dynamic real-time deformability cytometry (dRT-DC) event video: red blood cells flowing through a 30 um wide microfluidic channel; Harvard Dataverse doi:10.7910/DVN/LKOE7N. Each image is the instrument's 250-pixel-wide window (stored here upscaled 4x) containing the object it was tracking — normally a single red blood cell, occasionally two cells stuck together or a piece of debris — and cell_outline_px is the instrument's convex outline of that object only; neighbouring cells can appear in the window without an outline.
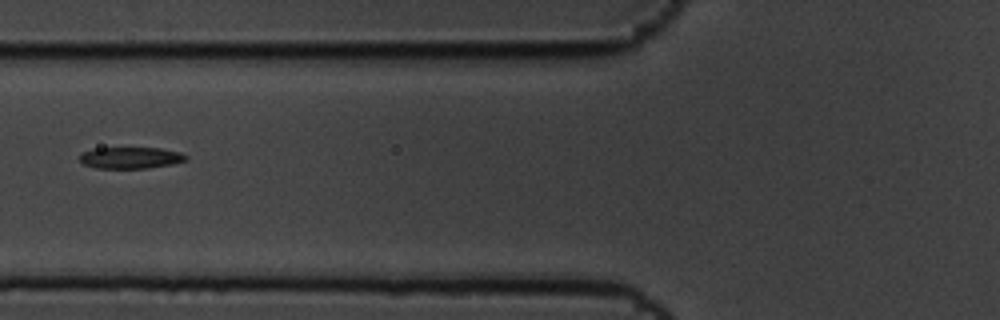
{"species": "common noctule bat (a hibernating species)", "species_latin": "Nyctalus noctula", "temperature_condition": "cold", "stored_images_in_passage": 10, "camera_frame_rate_fps": 3000, "um_per_image_px": 0.085, "animal": {"sex": "male", "body_mass_g": 19.5, "forearm_length_mm": 54.6}, "frame": {"image": 1, "passage_image": 7, "time_ms": 2.0, "image_size_px": [1000, 320], "cell_outline_px": [[188, 160], [172, 164], [148, 168], [96, 168], [84, 164], [80, 160], [80, 152], [92, 148], [160, 148], [180, 152], [188, 156]], "centroid_in_image_um": [11.1, 13.4], "position_along_channel_um": 114.7, "area_um2": 13.41}}
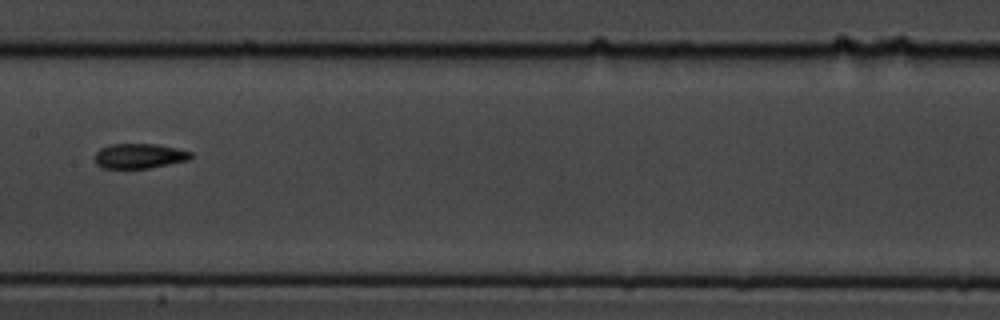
{"frame": {"image": 2, "passage_image": 9, "time_ms": 2.667, "image_size_px": [1000, 320], "cell_outline_px": [[192, 156], [188, 160], [148, 168], [100, 168], [92, 160], [96, 152], [100, 148], [112, 144], [156, 144], [176, 148], [192, 152]], "centroid_in_image_um": [11.78, 13.26], "position_along_channel_um": 195.6, "area_um2": 13.99}}
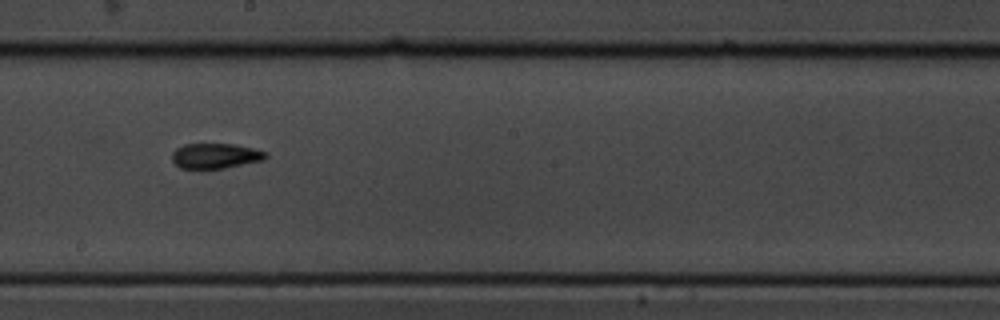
{"frame": {"image": 3, "passage_image": 10, "time_ms": 3.0, "image_size_px": [1000, 320], "cell_outline_px": [[268, 156], [264, 160], [224, 168], [180, 168], [172, 160], [172, 152], [176, 148], [184, 144], [236, 144], [268, 152]], "centroid_in_image_um": [18.33, 13.24], "position_along_channel_um": 229.9, "area_um2": 13.76}}